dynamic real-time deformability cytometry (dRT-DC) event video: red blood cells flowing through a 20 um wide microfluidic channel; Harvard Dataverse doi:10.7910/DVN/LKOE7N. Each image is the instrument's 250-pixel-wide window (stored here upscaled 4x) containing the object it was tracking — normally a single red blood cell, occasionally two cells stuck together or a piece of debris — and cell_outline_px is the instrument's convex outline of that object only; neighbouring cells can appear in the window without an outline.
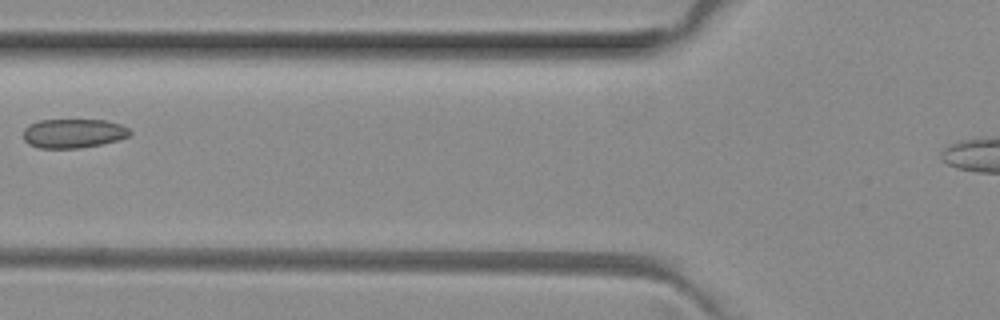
{"species": "common noctule bat (a hibernating species)", "species_latin": "Nyctalus noctula", "temperature_condition": "room temperature", "stored_images_in_passage": 7, "camera_frame_rate_fps": 3000, "um_per_image_px": 0.085, "animal": {"sex": "female", "body_mass_g": 29.2, "forearm_length_mm": 56.3}, "frame": {"image": 1, "passage_image": 6, "time_ms": 1.667, "image_size_px": [1000, 320], "cell_outline_px": [[132, 132], [128, 136], [116, 140], [100, 144], [80, 148], [40, 148], [28, 144], [24, 140], [24, 128], [28, 124], [40, 120], [108, 120], [120, 124], [128, 128]], "centroid_in_image_um": [6.21, 11.33], "position_along_channel_um": 119.6, "area_um2": 18.09}}